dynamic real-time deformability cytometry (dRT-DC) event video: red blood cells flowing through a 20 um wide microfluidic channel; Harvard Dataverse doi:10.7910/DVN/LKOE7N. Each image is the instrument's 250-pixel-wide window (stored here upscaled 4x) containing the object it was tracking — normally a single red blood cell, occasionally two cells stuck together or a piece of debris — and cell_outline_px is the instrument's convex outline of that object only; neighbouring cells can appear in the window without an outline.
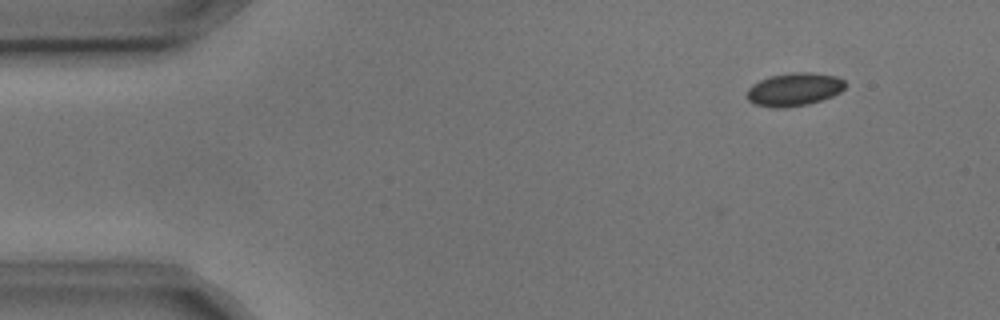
{"species": "common noctule bat (a hibernating species)", "species_latin": "Nyctalus noctula", "temperature_condition": "cold", "stored_images_in_passage": 3, "camera_frame_rate_fps": 3000, "um_per_image_px": 0.085, "animal": {"sex": "male", "body_mass_g": 17.9, "forearm_length_mm": 54.2}, "frame": {"image": 1, "passage_image": 1, "time_ms": 0.0, "image_size_px": [1000, 320], "cell_outline_px": [[844, 88], [840, 92], [832, 96], [808, 104], [784, 108], [776, 108], [756, 104], [748, 100], [748, 88], [752, 84], [760, 80], [772, 76], [796, 72], [812, 72], [836, 76], [844, 80]], "centroid_in_image_um": [67.51, 7.6], "position_along_channel_um": 17.5, "area_um2": 18.73}}
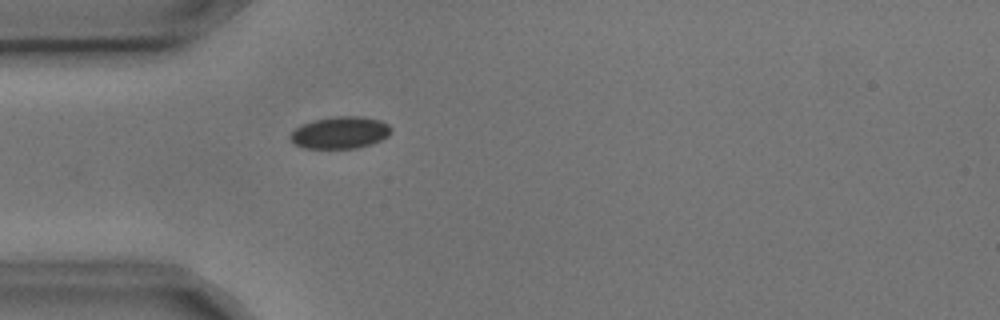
{"frame": {"image": 2, "passage_image": 3, "time_ms": 0.667, "image_size_px": [1000, 320], "cell_outline_px": [[392, 132], [388, 136], [372, 144], [356, 148], [304, 148], [296, 144], [288, 136], [296, 128], [312, 120], [336, 116], [360, 116], [380, 120], [388, 124], [392, 128]], "centroid_in_image_um": [28.94, 11.27], "position_along_channel_um": 56.1, "area_um2": 18.79}}